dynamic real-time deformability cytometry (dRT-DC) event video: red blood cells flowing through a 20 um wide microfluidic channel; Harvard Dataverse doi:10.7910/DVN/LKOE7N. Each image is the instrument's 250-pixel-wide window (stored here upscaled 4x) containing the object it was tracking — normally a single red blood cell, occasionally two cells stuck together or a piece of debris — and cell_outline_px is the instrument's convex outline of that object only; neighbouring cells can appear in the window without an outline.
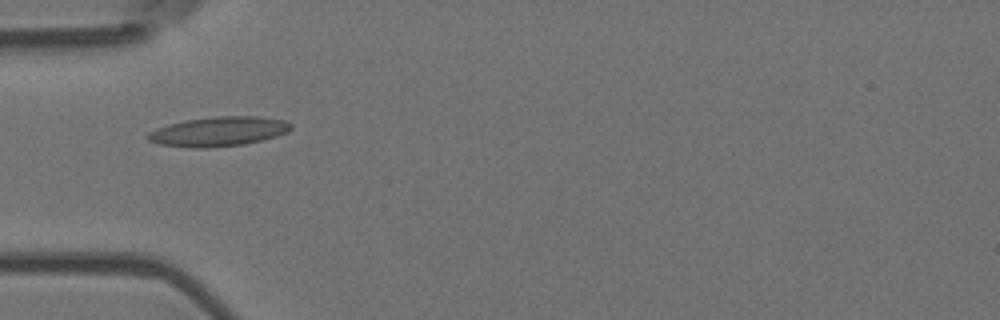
{"species": "Egyptian fruit bat (a non-hibernating species)", "species_latin": "Rousettus aegyptiacus", "temperature_condition": "room temperature", "stored_images_in_passage": 3, "camera_frame_rate_fps": 3000, "um_per_image_px": 0.085, "animal": {"sex": "female"}, "frame": {"image": 1, "passage_image": 1, "time_ms": 0.0, "image_size_px": [1000, 320], "cell_outline_px": [[292, 128], [288, 132], [276, 136], [244, 144], [208, 148], [188, 148], [160, 144], [148, 140], [144, 136], [148, 132], [156, 128], [168, 124], [188, 120], [216, 116], [256, 116], [284, 120], [292, 124]], "centroid_in_image_um": [18.55, 11.18], "position_along_channel_um": 66.5, "area_um2": 24.68}}
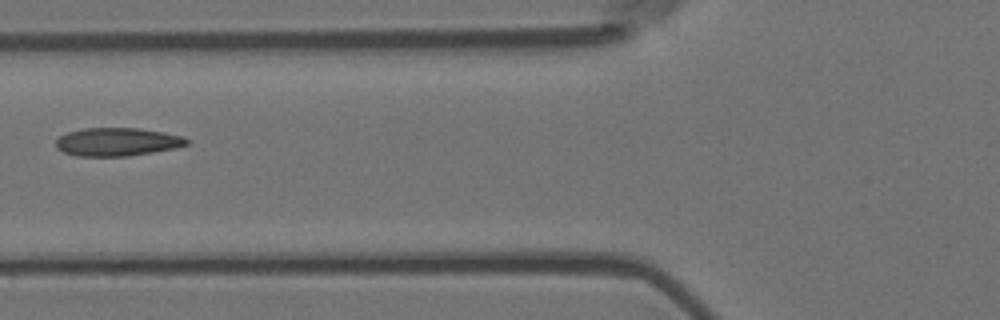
{"frame": {"image": 2, "passage_image": 2, "time_ms": 0.333, "image_size_px": [1000, 320], "cell_outline_px": [[188, 144], [176, 148], [128, 156], [76, 156], [64, 152], [56, 148], [56, 140], [60, 136], [68, 132], [84, 128], [140, 128], [164, 132], [184, 136], [188, 140]], "centroid_in_image_um": [9.97, 12.06], "position_along_channel_um": 115.8, "area_um2": 21.56}}
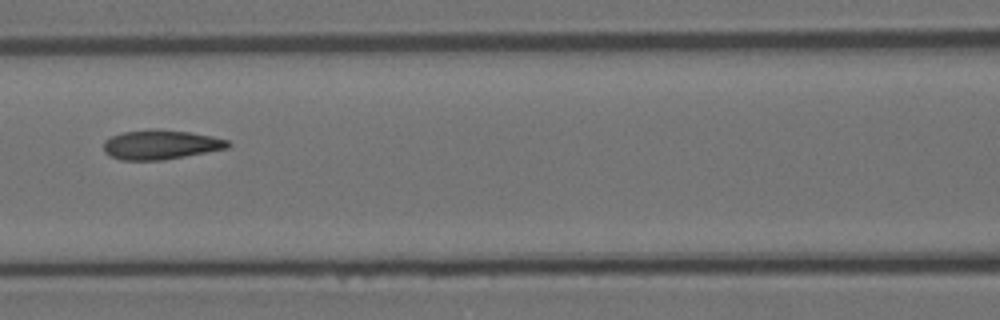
{"frame": {"image": 3, "passage_image": 3, "time_ms": 0.667, "image_size_px": [1000, 320], "cell_outline_px": [[232, 144], [228, 148], [184, 156], [160, 160], [120, 160], [108, 156], [104, 152], [104, 140], [112, 136], [124, 132], [188, 132], [212, 136], [228, 140]], "centroid_in_image_um": [13.65, 12.35], "position_along_channel_um": 152.9, "area_um2": 20.4}}